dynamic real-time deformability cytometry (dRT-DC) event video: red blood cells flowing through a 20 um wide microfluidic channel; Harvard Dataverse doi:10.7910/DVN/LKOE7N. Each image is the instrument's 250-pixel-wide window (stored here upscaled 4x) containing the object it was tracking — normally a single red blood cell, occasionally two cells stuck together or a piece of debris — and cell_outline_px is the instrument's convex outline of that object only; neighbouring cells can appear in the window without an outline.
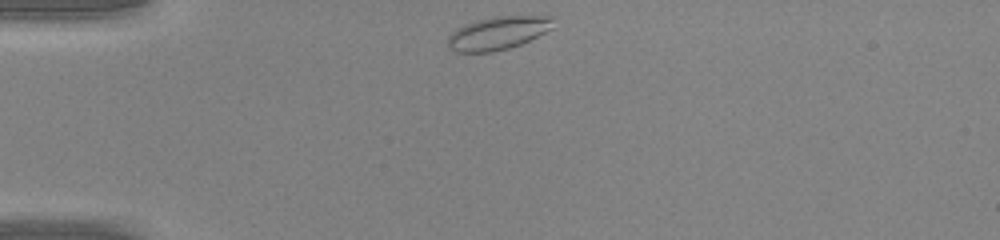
{"species": "common noctule bat (a hibernating species)", "species_latin": "Nyctalus noctula", "temperature_condition": "warm", "stored_images_in_passage": 28, "camera_frame_rate_fps": 3000, "um_per_image_px": 0.085, "animal": {"sex": "male", "body_mass_g": 20.0, "forearm_length_mm": 53.3}, "frame": {"image": 1, "passage_image": 1, "time_ms": 0.0, "image_size_px": [1000, 240], "cell_outline_px": [[552, 28], [520, 44], [508, 48], [492, 52], [456, 52], [448, 48], [448, 36], [456, 28], [464, 24], [476, 20], [496, 16], [552, 16]], "centroid_in_image_um": [42.26, 2.81], "position_along_channel_um": 42.7, "area_um2": 20.17}}
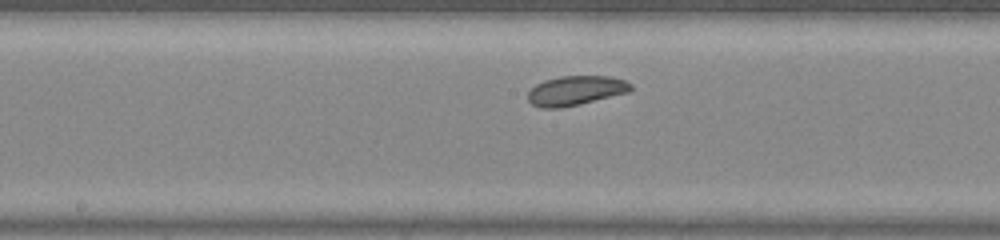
{"frame": {"image": 2, "passage_image": 14, "time_ms": 4.333, "image_size_px": [1000, 240], "cell_outline_px": [[632, 88], [628, 92], [580, 104], [560, 108], [540, 108], [532, 104], [528, 100], [528, 92], [536, 84], [544, 80], [560, 76], [612, 76], [624, 80], [632, 84]], "centroid_in_image_um": [48.92, 7.69], "position_along_channel_um": 199.3, "area_um2": 17.69}}
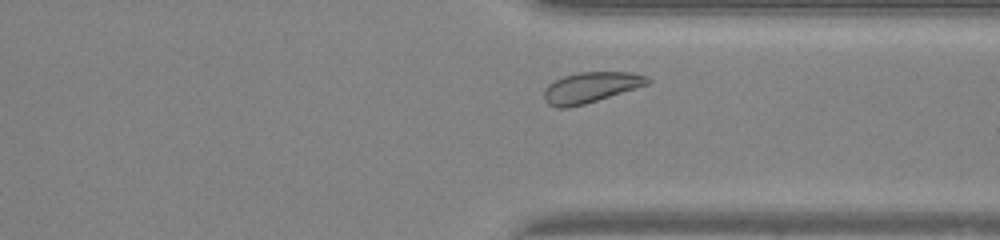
{"frame": {"image": 3, "passage_image": 25, "time_ms": 8.0, "image_size_px": [1000, 240], "cell_outline_px": [[652, 80], [648, 84], [636, 88], [584, 104], [568, 108], [556, 108], [548, 104], [544, 100], [544, 88], [548, 84], [564, 76], [580, 72], [632, 72], [648, 76]], "centroid_in_image_um": [50.2, 7.43], "position_along_channel_um": 361.2, "area_um2": 18.44}}